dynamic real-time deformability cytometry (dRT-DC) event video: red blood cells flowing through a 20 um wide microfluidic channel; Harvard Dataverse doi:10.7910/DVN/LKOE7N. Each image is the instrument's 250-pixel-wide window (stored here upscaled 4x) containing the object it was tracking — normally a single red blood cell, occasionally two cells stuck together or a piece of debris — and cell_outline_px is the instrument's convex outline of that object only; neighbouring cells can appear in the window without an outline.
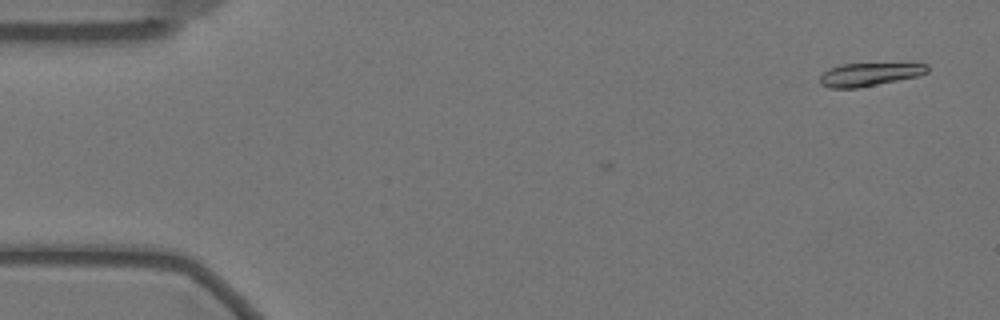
{"species": "Egyptian fruit bat (a non-hibernating species)", "species_latin": "Rousettus aegyptiacus", "temperature_condition": "warm", "stored_images_in_passage": 3, "camera_frame_rate_fps": 3000, "um_per_image_px": 0.085, "animal": {"sex": "female"}, "frame": {"image": 1, "passage_image": 3, "time_ms": 0.667, "image_size_px": [1000, 320], "cell_outline_px": [[928, 72], [916, 76], [856, 88], [828, 88], [820, 84], [820, 76], [828, 68], [840, 64], [928, 64]], "centroid_in_image_um": [73.81, 6.32], "position_along_channel_um": 11.2, "area_um2": 14.16}}